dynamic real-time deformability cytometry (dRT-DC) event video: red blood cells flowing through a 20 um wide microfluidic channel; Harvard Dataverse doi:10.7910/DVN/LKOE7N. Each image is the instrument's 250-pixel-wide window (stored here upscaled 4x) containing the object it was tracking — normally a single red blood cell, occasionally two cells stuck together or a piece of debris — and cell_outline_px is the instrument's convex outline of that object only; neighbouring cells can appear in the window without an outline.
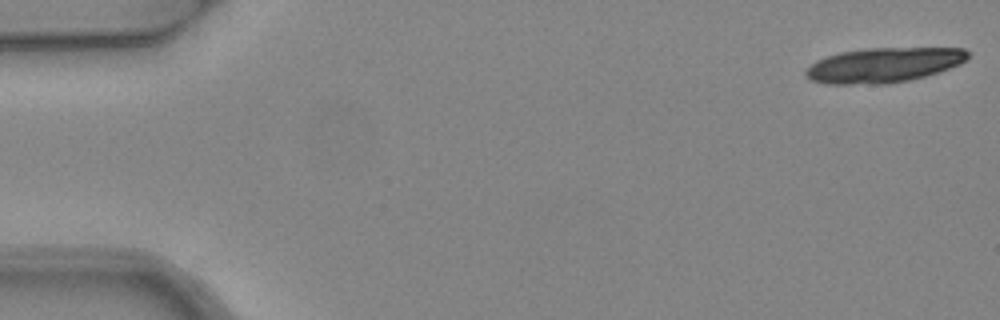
{"species": "common noctule bat (a hibernating species)", "species_latin": "Nyctalus noctula", "temperature_condition": "warm", "stored_images_in_passage": 6, "camera_frame_rate_fps": 3000, "um_per_image_px": 0.085, "animal": {"sex": "female", "body_mass_g": 24.6, "forearm_length_mm": 56.2}, "frame": {"image": 1, "passage_image": 1, "time_ms": 0.0, "image_size_px": [1000, 320], "cell_outline_px": [[968, 56], [960, 64], [940, 72], [908, 80], [888, 84], [824, 84], [812, 80], [804, 76], [804, 72], [816, 60], [840, 52], [868, 48], [964, 48], [968, 52]], "centroid_in_image_um": [75.09, 5.54], "position_along_channel_um": 9.9, "area_um2": 32.89}}